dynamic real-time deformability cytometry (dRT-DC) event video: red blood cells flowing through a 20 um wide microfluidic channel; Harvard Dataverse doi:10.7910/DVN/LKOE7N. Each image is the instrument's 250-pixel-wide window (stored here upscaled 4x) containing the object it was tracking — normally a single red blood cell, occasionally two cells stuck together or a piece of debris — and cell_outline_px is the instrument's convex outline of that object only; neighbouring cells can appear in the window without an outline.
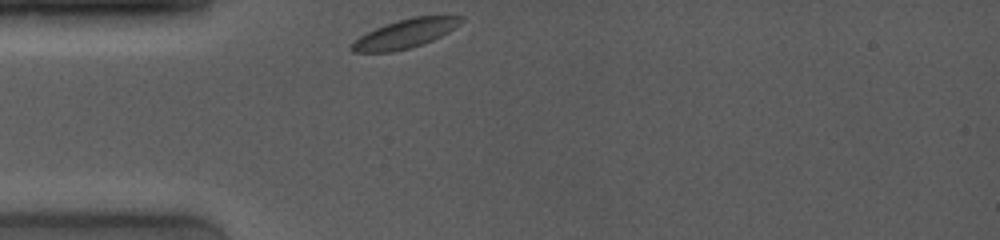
{"species": "common noctule bat (a hibernating species)", "species_latin": "Nyctalus noctula", "temperature_condition": "room temperature", "stored_images_in_passage": 41, "camera_frame_rate_fps": 4000, "um_per_image_px": 0.085, "animal": {"sex": "female", "body_mass_g": 19.0, "forearm_length_mm": 53.3}, "frame": {"image": 1, "passage_image": 1, "time_ms": 0.0, "image_size_px": [1000, 240], "cell_outline_px": [[464, 20], [460, 24], [448, 32], [424, 44], [392, 52], [352, 52], [348, 48], [360, 36], [384, 24], [412, 16], [464, 16]], "centroid_in_image_um": [34.44, 2.86], "position_along_channel_um": 50.6, "area_um2": 18.32}}
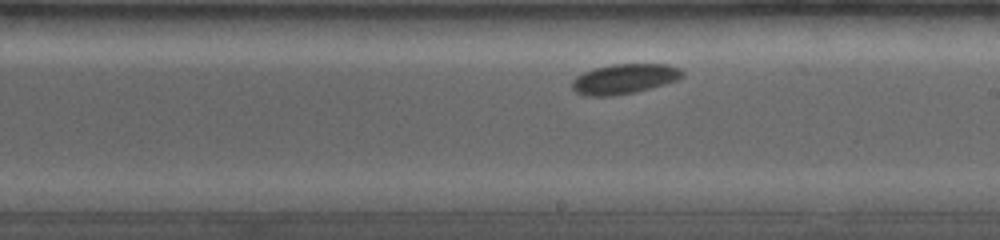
{"frame": {"image": 2, "passage_image": 22, "time_ms": 5.25, "image_size_px": [1000, 240], "cell_outline_px": [[684, 76], [676, 80], [664, 84], [632, 92], [612, 96], [584, 96], [576, 92], [572, 88], [572, 80], [576, 76], [584, 72], [596, 68], [612, 64], [668, 64], [680, 68], [684, 72]], "centroid_in_image_um": [53.05, 6.7], "position_along_channel_um": 235.9, "area_um2": 19.13}}
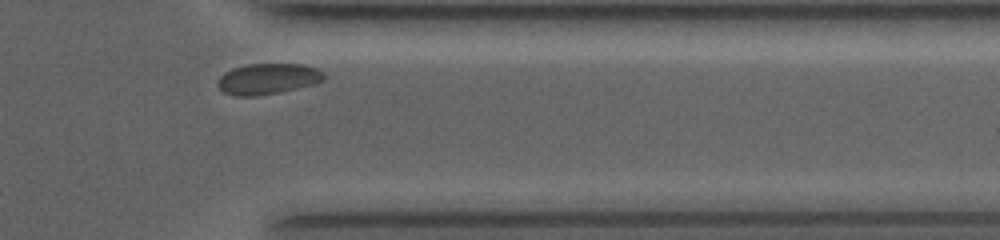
{"frame": {"image": 3, "passage_image": 38, "time_ms": 9.25, "image_size_px": [1000, 240], "cell_outline_px": [[324, 80], [316, 84], [280, 92], [256, 96], [236, 96], [224, 92], [216, 84], [216, 80], [224, 72], [232, 68], [248, 64], [304, 64], [316, 68], [324, 72]], "centroid_in_image_um": [22.76, 6.7], "position_along_channel_um": 388.6, "area_um2": 19.31}}